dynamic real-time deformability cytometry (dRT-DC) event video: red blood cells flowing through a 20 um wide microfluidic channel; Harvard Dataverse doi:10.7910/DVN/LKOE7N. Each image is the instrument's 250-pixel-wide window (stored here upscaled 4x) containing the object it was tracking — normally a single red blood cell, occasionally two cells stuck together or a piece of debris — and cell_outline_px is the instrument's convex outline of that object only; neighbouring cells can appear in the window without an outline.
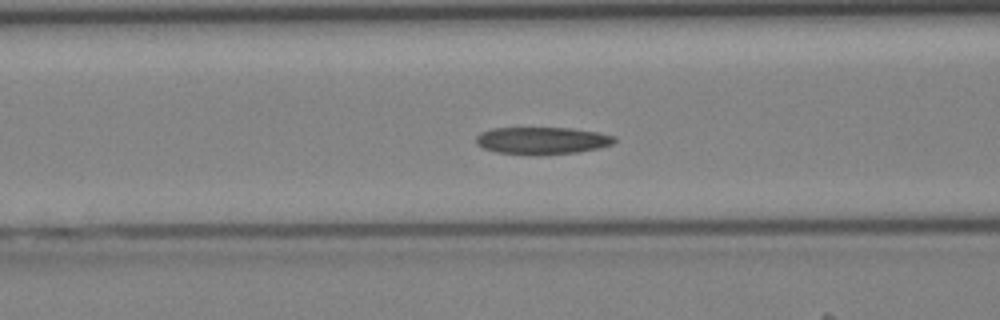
{"species": "Egyptian fruit bat (a non-hibernating species)", "species_latin": "Rousettus aegyptiacus", "temperature_condition": "cold", "stored_images_in_passage": 41, "camera_frame_rate_fps": 3000, "um_per_image_px": 0.085, "animal": {"sex": "female"}, "frame": {"image": 1, "passage_image": 16, "time_ms": 5.0, "image_size_px": [1000, 320], "cell_outline_px": [[616, 140], [612, 144], [596, 148], [576, 152], [536, 156], [496, 152], [484, 148], [476, 144], [476, 136], [480, 132], [492, 128], [568, 128], [596, 132], [616, 136]], "centroid_in_image_um": [46.03, 11.96], "position_along_channel_um": 120.6, "area_um2": 22.02}}
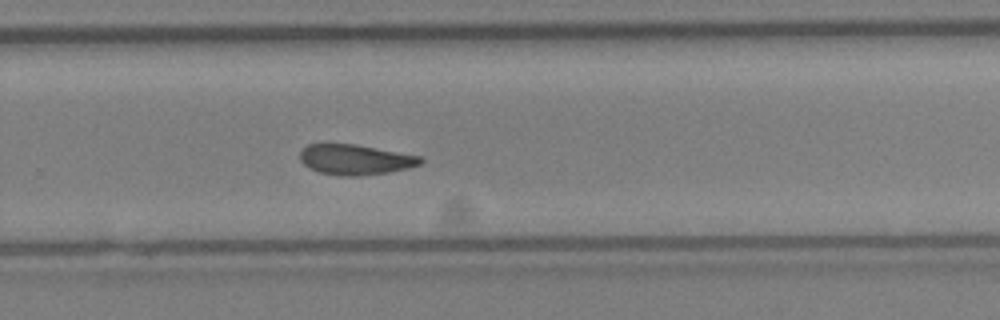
{"frame": {"image": 2, "passage_image": 27, "time_ms": 8.667, "image_size_px": [1000, 320], "cell_outline_px": [[424, 160], [420, 164], [408, 168], [388, 172], [356, 176], [344, 176], [320, 172], [308, 168], [300, 160], [300, 152], [308, 144], [356, 144], [420, 156]], "centroid_in_image_um": [30.19, 13.56], "position_along_channel_um": 299.6, "area_um2": 21.1}}
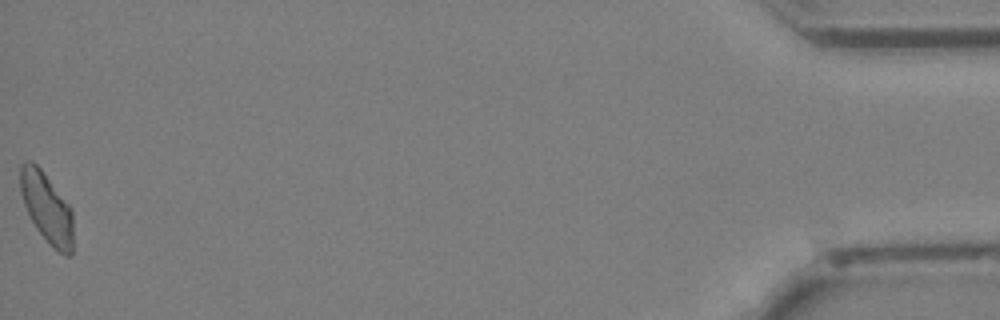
{"frame": {"image": 3, "passage_image": 41, "time_ms": 13.333, "image_size_px": [1000, 320], "cell_outline_px": [[72, 256], [64, 256], [52, 248], [36, 228], [24, 204], [20, 192], [20, 164], [24, 160], [32, 160], [40, 168], [72, 208]], "centroid_in_image_um": [3.97, 17.67], "position_along_channel_um": 431.2, "area_um2": 21.73}}